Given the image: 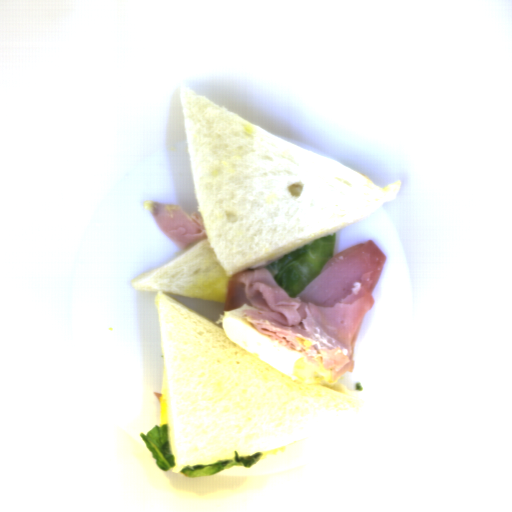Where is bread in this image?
Returning <instances> with one entry per match:
<instances>
[{
  "instance_id": "8d2b1439",
  "label": "bread",
  "mask_w": 512,
  "mask_h": 512,
  "mask_svg": "<svg viewBox=\"0 0 512 512\" xmlns=\"http://www.w3.org/2000/svg\"><path fill=\"white\" fill-rule=\"evenodd\" d=\"M206 236L130 285L155 292L163 371L160 427L175 467L278 453L363 423L346 387L295 381L171 295L225 303L232 275L269 265L397 199L369 178L180 85Z\"/></svg>"
}]
</instances>
